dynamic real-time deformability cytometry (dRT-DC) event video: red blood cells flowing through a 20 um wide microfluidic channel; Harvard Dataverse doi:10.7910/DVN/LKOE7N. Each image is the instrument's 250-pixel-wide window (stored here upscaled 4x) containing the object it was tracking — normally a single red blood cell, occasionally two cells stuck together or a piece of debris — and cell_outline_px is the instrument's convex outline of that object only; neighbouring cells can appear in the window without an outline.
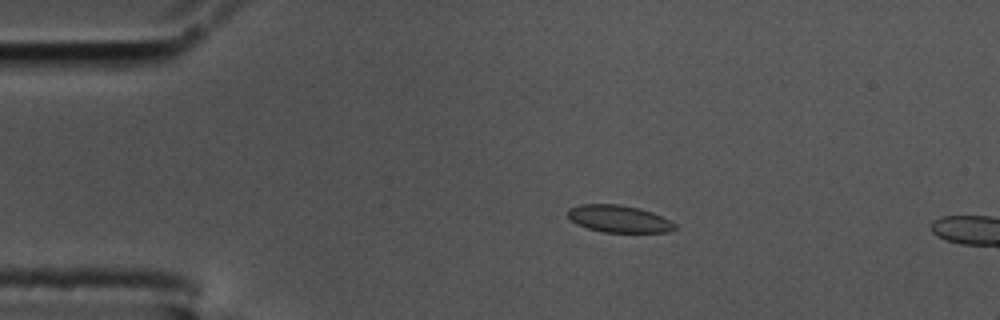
{"species": "common noctule bat (a hibernating species)", "species_latin": "Nyctalus noctula", "temperature_condition": "cold", "stored_images_in_passage": 13, "camera_frame_rate_fps": 3000, "um_per_image_px": 0.085, "animal": {"sex": "male", "body_mass_g": 17.5, "forearm_length_mm": 52.3}, "frame": {"image": 1, "passage_image": 10, "time_ms": 3.0, "image_size_px": [1000, 320], "cell_outline_px": [[676, 228], [668, 232], [604, 232], [588, 228], [572, 220], [568, 216], [568, 208], [580, 204], [620, 204], [640, 208], [652, 212], [676, 224]], "centroid_in_image_um": [52.61, 18.59], "position_along_channel_um": 32.4, "area_um2": 16.76}}